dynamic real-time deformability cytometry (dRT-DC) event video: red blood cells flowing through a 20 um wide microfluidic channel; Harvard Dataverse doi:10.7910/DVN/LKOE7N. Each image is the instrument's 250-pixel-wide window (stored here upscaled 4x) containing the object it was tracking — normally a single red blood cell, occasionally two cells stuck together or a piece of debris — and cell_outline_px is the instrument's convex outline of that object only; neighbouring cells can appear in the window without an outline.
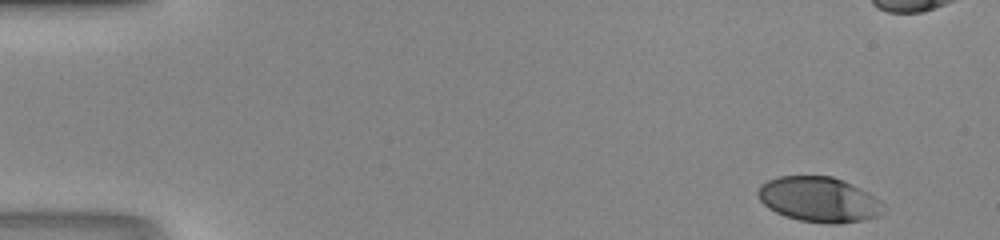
{"species": "human", "species_latin": "Homo sapiens", "temperature_condition": "room temperature", "stored_images_in_passage": 45, "camera_frame_rate_fps": 3000, "um_per_image_px": 0.085, "donor": {"sex": "male"}, "frame": {"image": 1, "passage_image": 1, "time_ms": 0.0, "image_size_px": [1000, 240], "cell_outline_px": [[884, 204], [880, 212], [876, 216], [864, 220], [836, 224], [832, 224], [800, 220], [784, 216], [768, 208], [760, 200], [756, 192], [760, 184], [768, 180], [780, 176], [832, 176], [844, 180], [868, 192], [880, 200]], "centroid_in_image_um": [69.58, 16.95], "position_along_channel_um": 15.4, "area_um2": 32.95}}
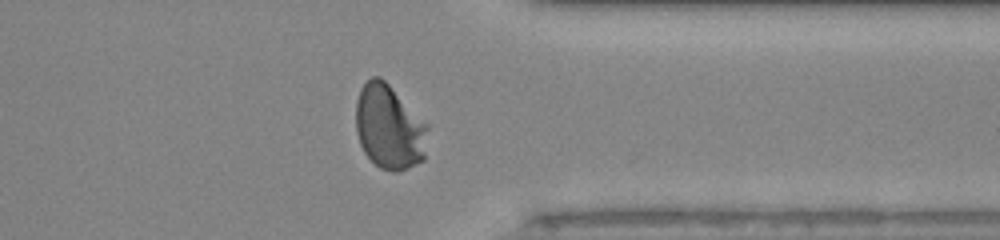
{"frame": {"image": 2, "passage_image": 35, "time_ms": 11.333, "image_size_px": [1000, 240], "cell_outline_px": [[428, 128], [424, 160], [408, 168], [396, 172], [392, 172], [380, 168], [364, 152], [360, 144], [356, 132], [356, 100], [360, 88], [372, 76], [380, 76], [428, 124]], "centroid_in_image_um": [33.08, 10.81], "position_along_channel_um": 378.3, "area_um2": 35.43}}
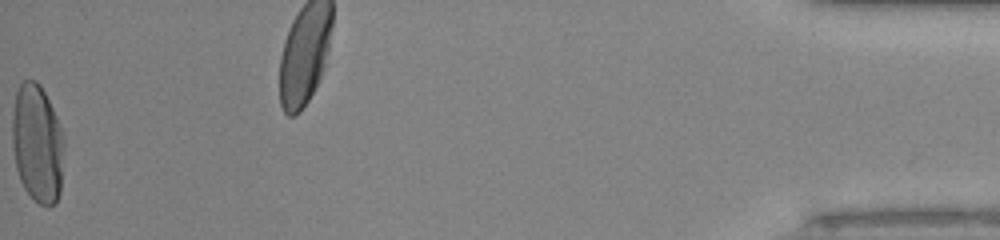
{"frame": {"image": 3, "passage_image": 45, "time_ms": 14.667, "image_size_px": [1000, 240], "cell_outline_px": [[64, 144], [60, 192], [56, 204], [40, 204], [24, 188], [20, 180], [16, 168], [12, 144], [12, 116], [16, 92], [20, 84], [24, 80], [36, 80], [40, 84], [64, 132]], "centroid_in_image_um": [3.18, 12.17], "position_along_channel_um": 432.0, "area_um2": 35.72}}